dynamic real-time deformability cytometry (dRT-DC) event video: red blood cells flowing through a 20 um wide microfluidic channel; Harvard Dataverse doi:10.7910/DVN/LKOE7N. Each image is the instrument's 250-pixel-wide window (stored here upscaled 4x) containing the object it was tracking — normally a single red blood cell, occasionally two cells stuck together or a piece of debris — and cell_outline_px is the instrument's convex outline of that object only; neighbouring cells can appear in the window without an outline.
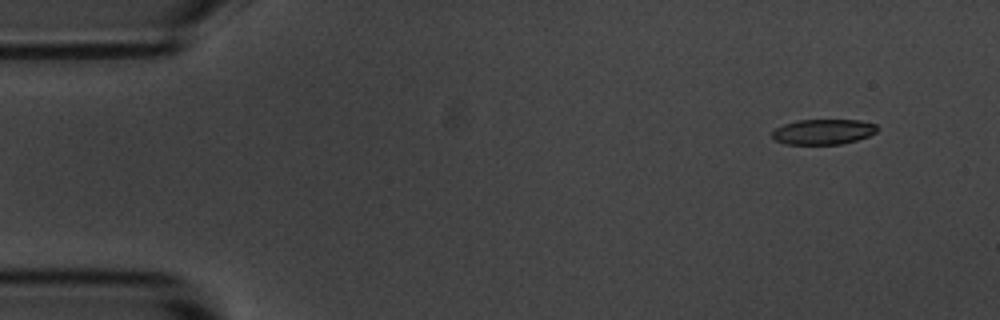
{"species": "common noctule bat (a hibernating species)", "species_latin": "Nyctalus noctula", "temperature_condition": "room temperature", "stored_images_in_passage": 5, "camera_frame_rate_fps": 3000, "um_per_image_px": 0.085, "animal": {"sex": "male", "body_mass_g": 20.1, "forearm_length_mm": 53.5}, "frame": {"image": 1, "passage_image": 2, "time_ms": 1.333, "image_size_px": [1000, 320], "cell_outline_px": [[880, 128], [876, 132], [868, 136], [856, 140], [840, 144], [784, 144], [776, 140], [772, 136], [772, 132], [776, 128], [784, 124], [796, 120], [860, 120], [876, 124]], "centroid_in_image_um": [69.99, 11.19], "position_along_channel_um": 15.0, "area_um2": 15.49}}